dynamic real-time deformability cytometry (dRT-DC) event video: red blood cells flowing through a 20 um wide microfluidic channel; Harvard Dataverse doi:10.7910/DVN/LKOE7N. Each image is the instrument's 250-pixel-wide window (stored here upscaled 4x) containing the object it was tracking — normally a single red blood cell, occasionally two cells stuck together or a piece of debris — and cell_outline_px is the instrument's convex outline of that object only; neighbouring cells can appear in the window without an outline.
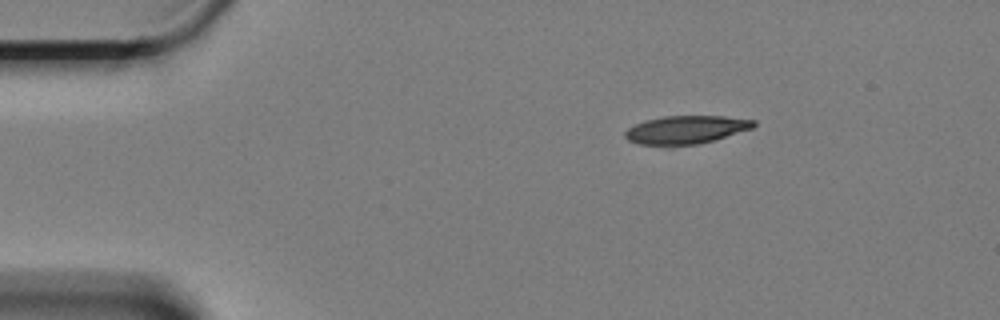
{"species": "Egyptian fruit bat (a non-hibernating species)", "species_latin": "Rousettus aegyptiacus", "temperature_condition": "cold", "stored_images_in_passage": 51, "camera_frame_rate_fps": 3000, "um_per_image_px": 0.085, "animal": {"sex": "female"}, "frame": {"image": 1, "passage_image": 1, "time_ms": 0.0, "image_size_px": [1000, 320], "cell_outline_px": [[756, 124], [752, 128], [712, 140], [696, 144], [640, 144], [628, 140], [624, 136], [624, 132], [628, 128], [636, 124], [648, 120], [664, 116], [724, 116], [756, 120]], "centroid_in_image_um": [58.31, 11.0], "position_along_channel_um": 26.7, "area_um2": 20.52}}
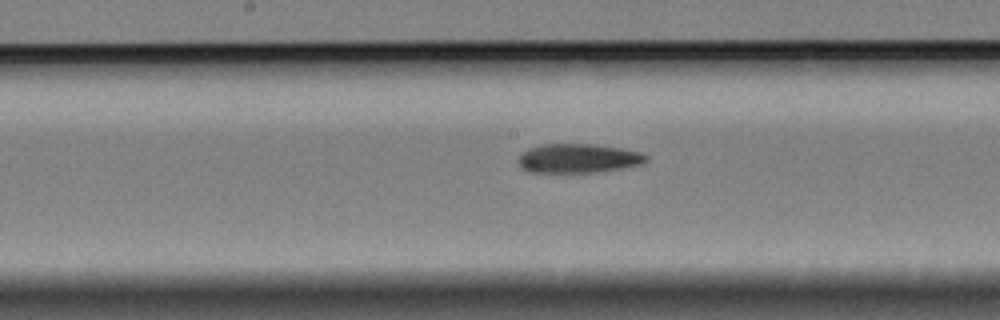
{"frame": {"image": 2, "passage_image": 22, "time_ms": 7.0, "image_size_px": [1000, 320], "cell_outline_px": [[648, 160], [644, 164], [600, 172], [528, 172], [520, 168], [516, 160], [520, 152], [528, 148], [544, 144], [596, 144], [644, 152], [648, 156]], "centroid_in_image_um": [49.14, 13.46], "position_along_channel_um": 199.1, "area_um2": 22.2}}
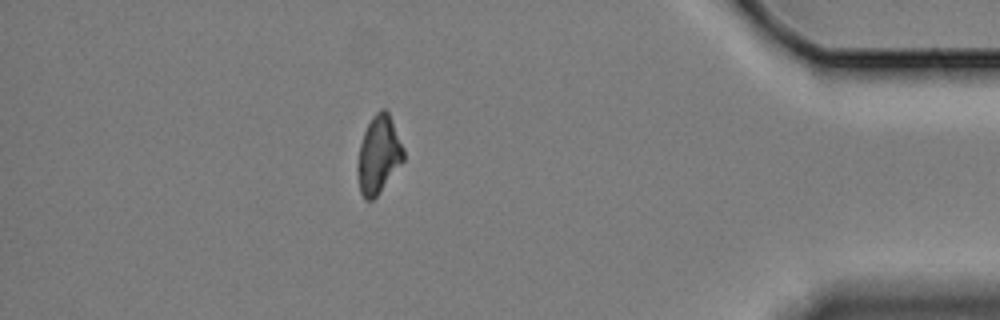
{"frame": {"image": 3, "passage_image": 44, "time_ms": 14.333, "image_size_px": [1000, 320], "cell_outline_px": [[404, 160], [376, 196], [372, 200], [364, 200], [360, 192], [356, 172], [356, 164], [360, 144], [364, 132], [372, 116], [380, 108], [384, 108], [388, 112], [404, 148]], "centroid_in_image_um": [32.15, 13.15], "position_along_channel_um": 403.0, "area_um2": 20.81}}